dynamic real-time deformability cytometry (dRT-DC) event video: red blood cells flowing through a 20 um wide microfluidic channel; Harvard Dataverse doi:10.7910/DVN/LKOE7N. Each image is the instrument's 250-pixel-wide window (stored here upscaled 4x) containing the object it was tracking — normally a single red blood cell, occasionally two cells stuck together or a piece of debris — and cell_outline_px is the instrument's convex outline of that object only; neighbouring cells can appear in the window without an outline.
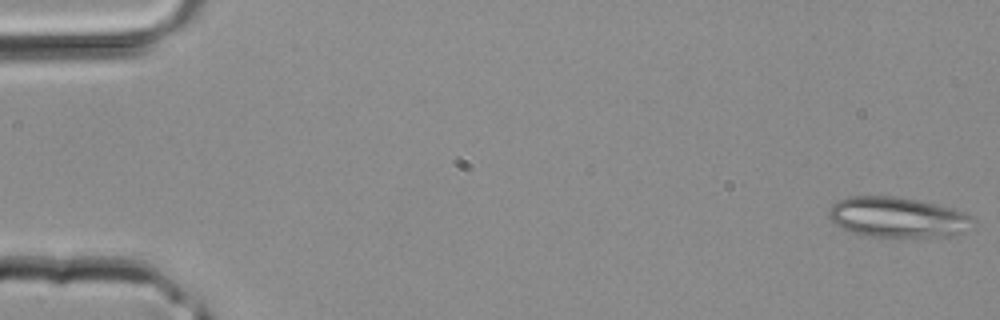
{"species": "common noctule bat (a hibernating species)", "species_latin": "Nyctalus noctula", "temperature_condition": "room temperature", "stored_images_in_passage": 39, "camera_frame_rate_fps": 3000, "um_per_image_px": 0.085, "animal": {"sex": "male", "body_mass_g": 20.4}, "frame": {"image": 1, "passage_image": 1, "time_ms": 0.0, "image_size_px": [1000, 320], "cell_outline_px": [[976, 220], [964, 232], [956, 236], [860, 236], [836, 224], [828, 216], [828, 212], [832, 204], [848, 196], [896, 196], [920, 200], [952, 208], [964, 212], [972, 216]], "centroid_in_image_um": [76.32, 18.46], "position_along_channel_um": 8.7, "area_um2": 33.93}}
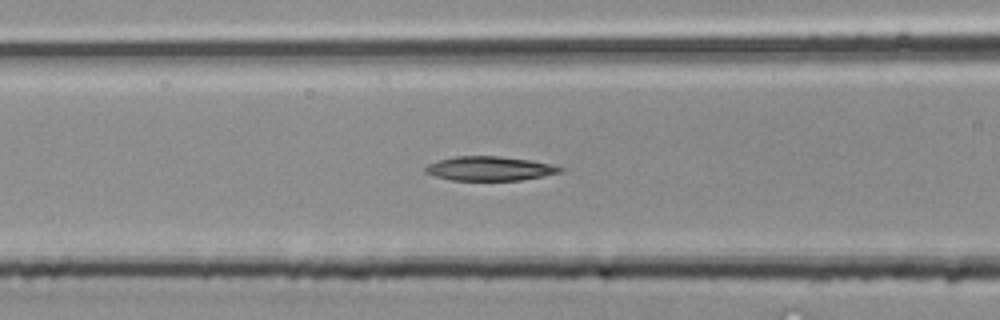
{"frame": {"image": 2, "passage_image": 16, "time_ms": 5.0, "image_size_px": [1000, 320], "cell_outline_px": [[564, 168], [560, 172], [520, 180], [452, 180], [436, 176], [424, 172], [424, 168], [428, 164], [440, 160], [456, 156], [500, 156], [528, 160], [552, 164]], "centroid_in_image_um": [41.59, 14.32], "position_along_channel_um": 125.0, "area_um2": 18.73}}
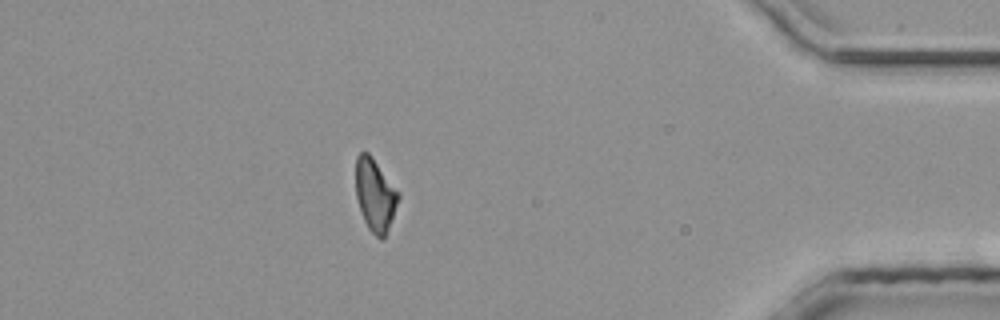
{"frame": {"image": 3, "passage_image": 34, "time_ms": 11.0, "image_size_px": [1000, 320], "cell_outline_px": [[400, 196], [384, 240], [380, 240], [368, 228], [364, 220], [356, 196], [356, 156], [360, 152], [368, 152], [372, 156], [400, 192]], "centroid_in_image_um": [31.89, 16.56], "position_along_channel_um": 403.3, "area_um2": 18.03}}